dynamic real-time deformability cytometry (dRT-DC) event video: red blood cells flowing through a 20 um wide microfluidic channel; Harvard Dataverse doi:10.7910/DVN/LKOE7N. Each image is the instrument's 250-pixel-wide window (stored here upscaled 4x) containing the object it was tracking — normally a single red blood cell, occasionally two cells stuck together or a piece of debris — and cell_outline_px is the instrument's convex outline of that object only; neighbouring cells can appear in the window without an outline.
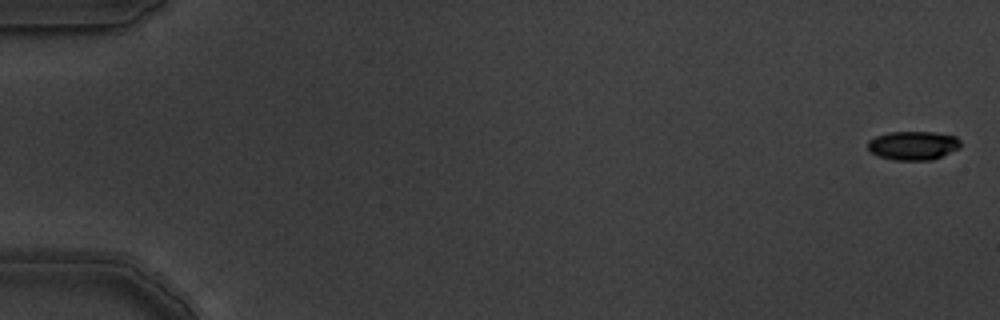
{"species": "common noctule bat (a hibernating species)", "species_latin": "Nyctalus noctula", "temperature_condition": "warm", "stored_images_in_passage": 6, "camera_frame_rate_fps": 3000, "um_per_image_px": 0.085, "animal": {"sex": "male", "body_mass_g": 19.5, "forearm_length_mm": 54.6}, "frame": {"image": 1, "passage_image": 1, "time_ms": 0.0, "image_size_px": [1000, 320], "cell_outline_px": [[960, 148], [932, 160], [896, 160], [880, 156], [872, 152], [868, 148], [868, 140], [876, 136], [888, 132], [932, 132], [956, 136], [960, 140]], "centroid_in_image_um": [77.63, 12.36], "position_along_channel_um": 7.4, "area_um2": 15.49}}
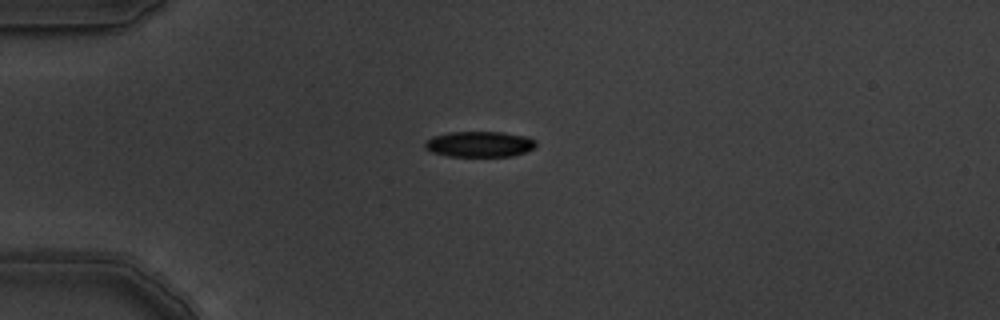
{"frame": {"image": 2, "passage_image": 5, "time_ms": 1.333, "image_size_px": [1000, 320], "cell_outline_px": [[536, 144], [532, 148], [524, 152], [512, 156], [448, 156], [432, 152], [424, 148], [424, 144], [432, 136], [448, 132], [504, 132], [528, 136], [536, 140]], "centroid_in_image_um": [40.75, 12.24], "position_along_channel_um": 44.2, "area_um2": 16.65}}